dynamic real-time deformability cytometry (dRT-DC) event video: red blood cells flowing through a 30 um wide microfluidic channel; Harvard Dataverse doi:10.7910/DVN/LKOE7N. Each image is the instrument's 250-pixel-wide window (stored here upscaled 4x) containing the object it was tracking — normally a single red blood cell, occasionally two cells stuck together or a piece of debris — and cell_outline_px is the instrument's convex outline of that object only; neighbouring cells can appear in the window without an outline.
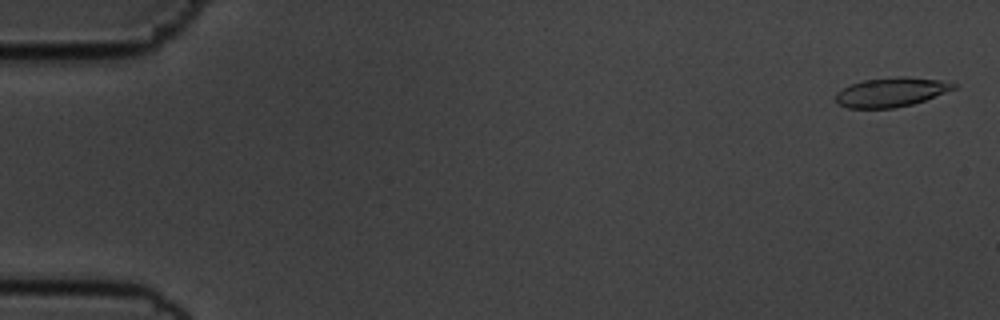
{"species": "common noctule bat (a hibernating species)", "species_latin": "Nyctalus noctula", "temperature_condition": "cold", "stored_images_in_passage": 56, "camera_frame_rate_fps": 3000, "um_per_image_px": 0.085, "animal": {"sex": "male", "body_mass_g": 19.5, "forearm_length_mm": 54.6}, "frame": {"image": 1, "passage_image": 2, "time_ms": 0.333, "image_size_px": [1000, 320], "cell_outline_px": [[956, 88], [924, 100], [912, 104], [892, 108], [848, 108], [840, 104], [836, 100], [836, 92], [852, 84], [864, 80], [900, 76], [904, 76], [940, 80], [956, 84]], "centroid_in_image_um": [75.74, 7.83], "position_along_channel_um": 9.3, "area_um2": 19.77}}
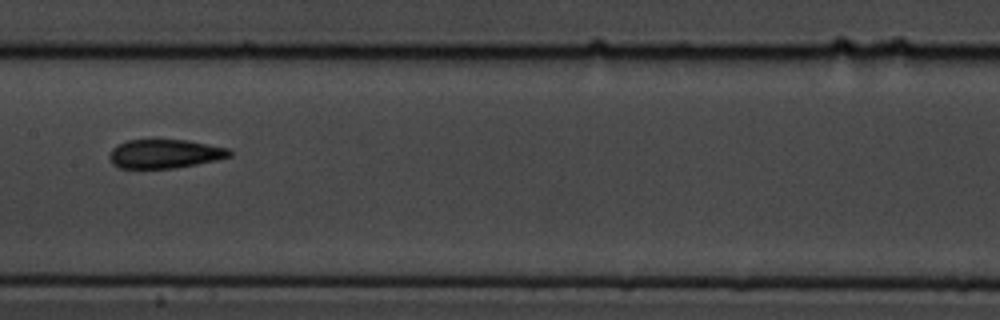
{"frame": {"image": 2, "passage_image": 29, "time_ms": 9.333, "image_size_px": [1000, 320], "cell_outline_px": [[232, 156], [216, 160], [176, 168], [120, 168], [112, 164], [108, 156], [112, 148], [128, 140], [184, 140], [228, 148], [232, 152]], "centroid_in_image_um": [13.99, 13.08], "position_along_channel_um": 193.4, "area_um2": 20.06}}
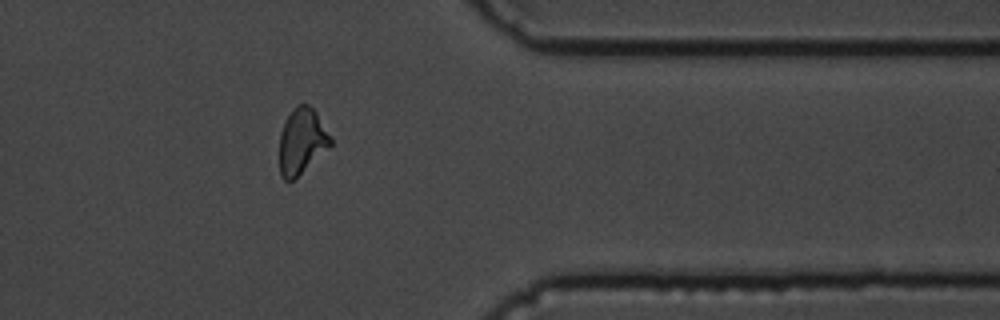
{"frame": {"image": 3, "passage_image": 46, "time_ms": 15.0, "image_size_px": [1000, 320], "cell_outline_px": [[332, 144], [328, 148], [292, 180], [284, 180], [280, 176], [280, 132], [292, 108], [296, 104], [308, 104], [316, 112], [332, 140]], "centroid_in_image_um": [25.63, 11.97], "position_along_channel_um": 385.8, "area_um2": 19.13}, "authors_computed_cell_mechanics": {"area_um2": 20.3167, "velocity_mm_per_s": 3.6075, "shape_relaxation_time_tau1_ms": 3.8034, "shape_relaxation_time_tau2_ms": 2.2739, "deformation_change_tau1": 0.1486, "deformation_change_tau2": 0.0996}}